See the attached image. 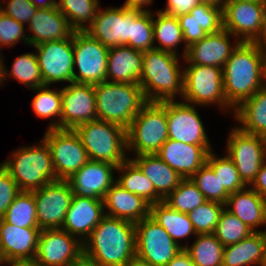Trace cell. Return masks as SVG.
Listing matches in <instances>:
<instances>
[{
    "mask_svg": "<svg viewBox=\"0 0 266 266\" xmlns=\"http://www.w3.org/2000/svg\"><path fill=\"white\" fill-rule=\"evenodd\" d=\"M108 51L109 48L87 32L75 31L73 33L74 82L96 85L106 81Z\"/></svg>",
    "mask_w": 266,
    "mask_h": 266,
    "instance_id": "cell-10",
    "label": "cell"
},
{
    "mask_svg": "<svg viewBox=\"0 0 266 266\" xmlns=\"http://www.w3.org/2000/svg\"><path fill=\"white\" fill-rule=\"evenodd\" d=\"M43 78L50 87L53 83L74 82L73 35L69 39L45 42L34 46Z\"/></svg>",
    "mask_w": 266,
    "mask_h": 266,
    "instance_id": "cell-16",
    "label": "cell"
},
{
    "mask_svg": "<svg viewBox=\"0 0 266 266\" xmlns=\"http://www.w3.org/2000/svg\"><path fill=\"white\" fill-rule=\"evenodd\" d=\"M228 1H252V2L266 3V0H228Z\"/></svg>",
    "mask_w": 266,
    "mask_h": 266,
    "instance_id": "cell-62",
    "label": "cell"
},
{
    "mask_svg": "<svg viewBox=\"0 0 266 266\" xmlns=\"http://www.w3.org/2000/svg\"><path fill=\"white\" fill-rule=\"evenodd\" d=\"M164 10H159L171 16L178 17L190 13L191 10L201 3L200 0H167Z\"/></svg>",
    "mask_w": 266,
    "mask_h": 266,
    "instance_id": "cell-50",
    "label": "cell"
},
{
    "mask_svg": "<svg viewBox=\"0 0 266 266\" xmlns=\"http://www.w3.org/2000/svg\"><path fill=\"white\" fill-rule=\"evenodd\" d=\"M139 9L126 7L98 8L93 23L85 30L92 38L107 48L129 46L131 24L142 13Z\"/></svg>",
    "mask_w": 266,
    "mask_h": 266,
    "instance_id": "cell-13",
    "label": "cell"
},
{
    "mask_svg": "<svg viewBox=\"0 0 266 266\" xmlns=\"http://www.w3.org/2000/svg\"><path fill=\"white\" fill-rule=\"evenodd\" d=\"M266 265V229L224 247L222 266Z\"/></svg>",
    "mask_w": 266,
    "mask_h": 266,
    "instance_id": "cell-30",
    "label": "cell"
},
{
    "mask_svg": "<svg viewBox=\"0 0 266 266\" xmlns=\"http://www.w3.org/2000/svg\"><path fill=\"white\" fill-rule=\"evenodd\" d=\"M177 18L186 45L183 48L182 58L186 55L187 47L200 41L208 34L223 29V9L208 3H200L190 13L180 15Z\"/></svg>",
    "mask_w": 266,
    "mask_h": 266,
    "instance_id": "cell-22",
    "label": "cell"
},
{
    "mask_svg": "<svg viewBox=\"0 0 266 266\" xmlns=\"http://www.w3.org/2000/svg\"><path fill=\"white\" fill-rule=\"evenodd\" d=\"M250 187L261 197L266 199V162L261 166Z\"/></svg>",
    "mask_w": 266,
    "mask_h": 266,
    "instance_id": "cell-51",
    "label": "cell"
},
{
    "mask_svg": "<svg viewBox=\"0 0 266 266\" xmlns=\"http://www.w3.org/2000/svg\"><path fill=\"white\" fill-rule=\"evenodd\" d=\"M211 145H194L168 139L156 154L182 178H190L205 163Z\"/></svg>",
    "mask_w": 266,
    "mask_h": 266,
    "instance_id": "cell-24",
    "label": "cell"
},
{
    "mask_svg": "<svg viewBox=\"0 0 266 266\" xmlns=\"http://www.w3.org/2000/svg\"><path fill=\"white\" fill-rule=\"evenodd\" d=\"M69 266H99V265L95 263L93 260L82 255L78 260L74 261Z\"/></svg>",
    "mask_w": 266,
    "mask_h": 266,
    "instance_id": "cell-55",
    "label": "cell"
},
{
    "mask_svg": "<svg viewBox=\"0 0 266 266\" xmlns=\"http://www.w3.org/2000/svg\"><path fill=\"white\" fill-rule=\"evenodd\" d=\"M61 129H75L97 120L94 85L68 83L61 89Z\"/></svg>",
    "mask_w": 266,
    "mask_h": 266,
    "instance_id": "cell-19",
    "label": "cell"
},
{
    "mask_svg": "<svg viewBox=\"0 0 266 266\" xmlns=\"http://www.w3.org/2000/svg\"><path fill=\"white\" fill-rule=\"evenodd\" d=\"M150 179L155 191L165 199L183 179L174 169L156 154L137 155L130 158Z\"/></svg>",
    "mask_w": 266,
    "mask_h": 266,
    "instance_id": "cell-31",
    "label": "cell"
},
{
    "mask_svg": "<svg viewBox=\"0 0 266 266\" xmlns=\"http://www.w3.org/2000/svg\"><path fill=\"white\" fill-rule=\"evenodd\" d=\"M36 203L38 227L60 229L70 207L73 192L67 180H57L32 191Z\"/></svg>",
    "mask_w": 266,
    "mask_h": 266,
    "instance_id": "cell-15",
    "label": "cell"
},
{
    "mask_svg": "<svg viewBox=\"0 0 266 266\" xmlns=\"http://www.w3.org/2000/svg\"><path fill=\"white\" fill-rule=\"evenodd\" d=\"M225 208L238 217L253 232L259 226H266V199L250 186L228 196Z\"/></svg>",
    "mask_w": 266,
    "mask_h": 266,
    "instance_id": "cell-29",
    "label": "cell"
},
{
    "mask_svg": "<svg viewBox=\"0 0 266 266\" xmlns=\"http://www.w3.org/2000/svg\"><path fill=\"white\" fill-rule=\"evenodd\" d=\"M266 3L227 1L223 8V29L241 42H257L264 30Z\"/></svg>",
    "mask_w": 266,
    "mask_h": 266,
    "instance_id": "cell-14",
    "label": "cell"
},
{
    "mask_svg": "<svg viewBox=\"0 0 266 266\" xmlns=\"http://www.w3.org/2000/svg\"><path fill=\"white\" fill-rule=\"evenodd\" d=\"M116 170V165L89 160L80 170L67 179L73 196L103 200L106 192L116 182L114 177Z\"/></svg>",
    "mask_w": 266,
    "mask_h": 266,
    "instance_id": "cell-20",
    "label": "cell"
},
{
    "mask_svg": "<svg viewBox=\"0 0 266 266\" xmlns=\"http://www.w3.org/2000/svg\"><path fill=\"white\" fill-rule=\"evenodd\" d=\"M190 178L203 193L206 200L226 204L230 194L220 185L218 177L215 176L213 169L207 163Z\"/></svg>",
    "mask_w": 266,
    "mask_h": 266,
    "instance_id": "cell-45",
    "label": "cell"
},
{
    "mask_svg": "<svg viewBox=\"0 0 266 266\" xmlns=\"http://www.w3.org/2000/svg\"><path fill=\"white\" fill-rule=\"evenodd\" d=\"M2 218L20 228H39L33 192L21 191Z\"/></svg>",
    "mask_w": 266,
    "mask_h": 266,
    "instance_id": "cell-39",
    "label": "cell"
},
{
    "mask_svg": "<svg viewBox=\"0 0 266 266\" xmlns=\"http://www.w3.org/2000/svg\"><path fill=\"white\" fill-rule=\"evenodd\" d=\"M6 264L9 266H39L35 260L12 261Z\"/></svg>",
    "mask_w": 266,
    "mask_h": 266,
    "instance_id": "cell-57",
    "label": "cell"
},
{
    "mask_svg": "<svg viewBox=\"0 0 266 266\" xmlns=\"http://www.w3.org/2000/svg\"><path fill=\"white\" fill-rule=\"evenodd\" d=\"M57 7L75 31H85L93 23L99 0H59Z\"/></svg>",
    "mask_w": 266,
    "mask_h": 266,
    "instance_id": "cell-37",
    "label": "cell"
},
{
    "mask_svg": "<svg viewBox=\"0 0 266 266\" xmlns=\"http://www.w3.org/2000/svg\"><path fill=\"white\" fill-rule=\"evenodd\" d=\"M83 255V243L63 229L41 230L35 261L39 266H69Z\"/></svg>",
    "mask_w": 266,
    "mask_h": 266,
    "instance_id": "cell-17",
    "label": "cell"
},
{
    "mask_svg": "<svg viewBox=\"0 0 266 266\" xmlns=\"http://www.w3.org/2000/svg\"><path fill=\"white\" fill-rule=\"evenodd\" d=\"M182 99L195 106L217 104L221 109L230 110L224 95L223 69L204 65L184 67Z\"/></svg>",
    "mask_w": 266,
    "mask_h": 266,
    "instance_id": "cell-8",
    "label": "cell"
},
{
    "mask_svg": "<svg viewBox=\"0 0 266 266\" xmlns=\"http://www.w3.org/2000/svg\"><path fill=\"white\" fill-rule=\"evenodd\" d=\"M105 215L131 222H139L150 216V204L142 197L129 192L115 182L104 198Z\"/></svg>",
    "mask_w": 266,
    "mask_h": 266,
    "instance_id": "cell-27",
    "label": "cell"
},
{
    "mask_svg": "<svg viewBox=\"0 0 266 266\" xmlns=\"http://www.w3.org/2000/svg\"><path fill=\"white\" fill-rule=\"evenodd\" d=\"M150 217L162 226L170 237L183 249L185 245L180 244L179 239L196 236L193 223L189 220L188 214L176 211L164 201L150 205Z\"/></svg>",
    "mask_w": 266,
    "mask_h": 266,
    "instance_id": "cell-33",
    "label": "cell"
},
{
    "mask_svg": "<svg viewBox=\"0 0 266 266\" xmlns=\"http://www.w3.org/2000/svg\"><path fill=\"white\" fill-rule=\"evenodd\" d=\"M157 18L155 19V15ZM153 14V32H154V49L170 52L178 55L177 46L180 43L185 44L183 31L180 27L179 20L175 16L168 15L161 11Z\"/></svg>",
    "mask_w": 266,
    "mask_h": 266,
    "instance_id": "cell-35",
    "label": "cell"
},
{
    "mask_svg": "<svg viewBox=\"0 0 266 266\" xmlns=\"http://www.w3.org/2000/svg\"><path fill=\"white\" fill-rule=\"evenodd\" d=\"M105 211L103 200L73 196L61 229L83 243L103 219Z\"/></svg>",
    "mask_w": 266,
    "mask_h": 266,
    "instance_id": "cell-25",
    "label": "cell"
},
{
    "mask_svg": "<svg viewBox=\"0 0 266 266\" xmlns=\"http://www.w3.org/2000/svg\"><path fill=\"white\" fill-rule=\"evenodd\" d=\"M4 59H0V86H1V82L3 84V82H5V65H4Z\"/></svg>",
    "mask_w": 266,
    "mask_h": 266,
    "instance_id": "cell-61",
    "label": "cell"
},
{
    "mask_svg": "<svg viewBox=\"0 0 266 266\" xmlns=\"http://www.w3.org/2000/svg\"><path fill=\"white\" fill-rule=\"evenodd\" d=\"M153 2V0H125L123 7L128 9H139L142 11H147L144 7Z\"/></svg>",
    "mask_w": 266,
    "mask_h": 266,
    "instance_id": "cell-53",
    "label": "cell"
},
{
    "mask_svg": "<svg viewBox=\"0 0 266 266\" xmlns=\"http://www.w3.org/2000/svg\"><path fill=\"white\" fill-rule=\"evenodd\" d=\"M136 257L151 266H166L183 248L150 216L135 223Z\"/></svg>",
    "mask_w": 266,
    "mask_h": 266,
    "instance_id": "cell-12",
    "label": "cell"
},
{
    "mask_svg": "<svg viewBox=\"0 0 266 266\" xmlns=\"http://www.w3.org/2000/svg\"><path fill=\"white\" fill-rule=\"evenodd\" d=\"M251 233L253 231L246 224L224 208L213 234L224 246H228L238 243Z\"/></svg>",
    "mask_w": 266,
    "mask_h": 266,
    "instance_id": "cell-43",
    "label": "cell"
},
{
    "mask_svg": "<svg viewBox=\"0 0 266 266\" xmlns=\"http://www.w3.org/2000/svg\"><path fill=\"white\" fill-rule=\"evenodd\" d=\"M224 245L212 234H197L195 241L184 250L195 266H222Z\"/></svg>",
    "mask_w": 266,
    "mask_h": 266,
    "instance_id": "cell-36",
    "label": "cell"
},
{
    "mask_svg": "<svg viewBox=\"0 0 266 266\" xmlns=\"http://www.w3.org/2000/svg\"><path fill=\"white\" fill-rule=\"evenodd\" d=\"M40 228H20L0 218V253L5 263L34 260Z\"/></svg>",
    "mask_w": 266,
    "mask_h": 266,
    "instance_id": "cell-23",
    "label": "cell"
},
{
    "mask_svg": "<svg viewBox=\"0 0 266 266\" xmlns=\"http://www.w3.org/2000/svg\"><path fill=\"white\" fill-rule=\"evenodd\" d=\"M97 119L127 129L148 102L139 84L104 81L94 85Z\"/></svg>",
    "mask_w": 266,
    "mask_h": 266,
    "instance_id": "cell-4",
    "label": "cell"
},
{
    "mask_svg": "<svg viewBox=\"0 0 266 266\" xmlns=\"http://www.w3.org/2000/svg\"><path fill=\"white\" fill-rule=\"evenodd\" d=\"M143 52L129 46L109 48L106 81L139 84Z\"/></svg>",
    "mask_w": 266,
    "mask_h": 266,
    "instance_id": "cell-28",
    "label": "cell"
},
{
    "mask_svg": "<svg viewBox=\"0 0 266 266\" xmlns=\"http://www.w3.org/2000/svg\"><path fill=\"white\" fill-rule=\"evenodd\" d=\"M230 32L225 29L208 34L200 41L187 47L185 57L182 59L188 65L216 66L223 69L232 52L241 43L240 40L232 45Z\"/></svg>",
    "mask_w": 266,
    "mask_h": 266,
    "instance_id": "cell-21",
    "label": "cell"
},
{
    "mask_svg": "<svg viewBox=\"0 0 266 266\" xmlns=\"http://www.w3.org/2000/svg\"><path fill=\"white\" fill-rule=\"evenodd\" d=\"M200 1L201 3H208L223 9L228 0H200Z\"/></svg>",
    "mask_w": 266,
    "mask_h": 266,
    "instance_id": "cell-58",
    "label": "cell"
},
{
    "mask_svg": "<svg viewBox=\"0 0 266 266\" xmlns=\"http://www.w3.org/2000/svg\"><path fill=\"white\" fill-rule=\"evenodd\" d=\"M36 91V95L31 102L32 110L36 117L41 118H54L56 120L49 123L48 129H61V114H62V102H61V90L49 89L48 86H42L33 88ZM58 120V121H57Z\"/></svg>",
    "mask_w": 266,
    "mask_h": 266,
    "instance_id": "cell-38",
    "label": "cell"
},
{
    "mask_svg": "<svg viewBox=\"0 0 266 266\" xmlns=\"http://www.w3.org/2000/svg\"><path fill=\"white\" fill-rule=\"evenodd\" d=\"M5 3L7 4L0 3L1 12L23 25L24 23L29 24L30 19L35 15L37 10L31 0H9V2Z\"/></svg>",
    "mask_w": 266,
    "mask_h": 266,
    "instance_id": "cell-48",
    "label": "cell"
},
{
    "mask_svg": "<svg viewBox=\"0 0 266 266\" xmlns=\"http://www.w3.org/2000/svg\"><path fill=\"white\" fill-rule=\"evenodd\" d=\"M166 266H195L189 254L183 249Z\"/></svg>",
    "mask_w": 266,
    "mask_h": 266,
    "instance_id": "cell-52",
    "label": "cell"
},
{
    "mask_svg": "<svg viewBox=\"0 0 266 266\" xmlns=\"http://www.w3.org/2000/svg\"><path fill=\"white\" fill-rule=\"evenodd\" d=\"M1 264H5V261L3 260V258H2V255H1V253H0V266H1Z\"/></svg>",
    "mask_w": 266,
    "mask_h": 266,
    "instance_id": "cell-63",
    "label": "cell"
},
{
    "mask_svg": "<svg viewBox=\"0 0 266 266\" xmlns=\"http://www.w3.org/2000/svg\"><path fill=\"white\" fill-rule=\"evenodd\" d=\"M225 205L216 201H206L188 213L197 234H212L215 231Z\"/></svg>",
    "mask_w": 266,
    "mask_h": 266,
    "instance_id": "cell-44",
    "label": "cell"
},
{
    "mask_svg": "<svg viewBox=\"0 0 266 266\" xmlns=\"http://www.w3.org/2000/svg\"><path fill=\"white\" fill-rule=\"evenodd\" d=\"M20 191L32 192L57 181L50 148L42 138L39 144L18 148L1 163Z\"/></svg>",
    "mask_w": 266,
    "mask_h": 266,
    "instance_id": "cell-5",
    "label": "cell"
},
{
    "mask_svg": "<svg viewBox=\"0 0 266 266\" xmlns=\"http://www.w3.org/2000/svg\"><path fill=\"white\" fill-rule=\"evenodd\" d=\"M178 56L158 49L143 52L139 85L148 102L182 98L184 69L179 65Z\"/></svg>",
    "mask_w": 266,
    "mask_h": 266,
    "instance_id": "cell-3",
    "label": "cell"
},
{
    "mask_svg": "<svg viewBox=\"0 0 266 266\" xmlns=\"http://www.w3.org/2000/svg\"><path fill=\"white\" fill-rule=\"evenodd\" d=\"M28 29L33 34L28 35L29 46L45 42L69 39L75 30L58 7L40 8L30 19Z\"/></svg>",
    "mask_w": 266,
    "mask_h": 266,
    "instance_id": "cell-26",
    "label": "cell"
},
{
    "mask_svg": "<svg viewBox=\"0 0 266 266\" xmlns=\"http://www.w3.org/2000/svg\"><path fill=\"white\" fill-rule=\"evenodd\" d=\"M127 151L135 155L157 154L168 140L166 101L147 102L126 129Z\"/></svg>",
    "mask_w": 266,
    "mask_h": 266,
    "instance_id": "cell-7",
    "label": "cell"
},
{
    "mask_svg": "<svg viewBox=\"0 0 266 266\" xmlns=\"http://www.w3.org/2000/svg\"><path fill=\"white\" fill-rule=\"evenodd\" d=\"M11 67L8 71L5 66V80L11 75L30 89L45 86L36 54L28 52L18 56Z\"/></svg>",
    "mask_w": 266,
    "mask_h": 266,
    "instance_id": "cell-41",
    "label": "cell"
},
{
    "mask_svg": "<svg viewBox=\"0 0 266 266\" xmlns=\"http://www.w3.org/2000/svg\"><path fill=\"white\" fill-rule=\"evenodd\" d=\"M25 28L22 23H19L12 17L0 12V47L15 46L20 40L29 45L28 36L23 32Z\"/></svg>",
    "mask_w": 266,
    "mask_h": 266,
    "instance_id": "cell-47",
    "label": "cell"
},
{
    "mask_svg": "<svg viewBox=\"0 0 266 266\" xmlns=\"http://www.w3.org/2000/svg\"><path fill=\"white\" fill-rule=\"evenodd\" d=\"M207 200L191 178H183L179 185L164 199L176 211L188 214Z\"/></svg>",
    "mask_w": 266,
    "mask_h": 266,
    "instance_id": "cell-40",
    "label": "cell"
},
{
    "mask_svg": "<svg viewBox=\"0 0 266 266\" xmlns=\"http://www.w3.org/2000/svg\"><path fill=\"white\" fill-rule=\"evenodd\" d=\"M227 139V156L233 161L243 182L249 186L266 162V137L231 129Z\"/></svg>",
    "mask_w": 266,
    "mask_h": 266,
    "instance_id": "cell-9",
    "label": "cell"
},
{
    "mask_svg": "<svg viewBox=\"0 0 266 266\" xmlns=\"http://www.w3.org/2000/svg\"><path fill=\"white\" fill-rule=\"evenodd\" d=\"M125 266H151V265L135 257L131 259Z\"/></svg>",
    "mask_w": 266,
    "mask_h": 266,
    "instance_id": "cell-59",
    "label": "cell"
},
{
    "mask_svg": "<svg viewBox=\"0 0 266 266\" xmlns=\"http://www.w3.org/2000/svg\"><path fill=\"white\" fill-rule=\"evenodd\" d=\"M116 171L120 174L122 173L116 182L124 189L142 197L150 205L164 201L155 191L150 179L143 174L140 168L130 158L117 166Z\"/></svg>",
    "mask_w": 266,
    "mask_h": 266,
    "instance_id": "cell-34",
    "label": "cell"
},
{
    "mask_svg": "<svg viewBox=\"0 0 266 266\" xmlns=\"http://www.w3.org/2000/svg\"><path fill=\"white\" fill-rule=\"evenodd\" d=\"M21 191L9 172L0 164V218Z\"/></svg>",
    "mask_w": 266,
    "mask_h": 266,
    "instance_id": "cell-49",
    "label": "cell"
},
{
    "mask_svg": "<svg viewBox=\"0 0 266 266\" xmlns=\"http://www.w3.org/2000/svg\"><path fill=\"white\" fill-rule=\"evenodd\" d=\"M234 112L242 131L266 137V88L259 89Z\"/></svg>",
    "mask_w": 266,
    "mask_h": 266,
    "instance_id": "cell-32",
    "label": "cell"
},
{
    "mask_svg": "<svg viewBox=\"0 0 266 266\" xmlns=\"http://www.w3.org/2000/svg\"><path fill=\"white\" fill-rule=\"evenodd\" d=\"M41 0H31V2L36 6V8H51V7H56L57 6V1L56 0H46L41 1Z\"/></svg>",
    "mask_w": 266,
    "mask_h": 266,
    "instance_id": "cell-56",
    "label": "cell"
},
{
    "mask_svg": "<svg viewBox=\"0 0 266 266\" xmlns=\"http://www.w3.org/2000/svg\"><path fill=\"white\" fill-rule=\"evenodd\" d=\"M257 43H258L261 47L266 48V13H265L264 30H263L262 36H261L260 39L257 41Z\"/></svg>",
    "mask_w": 266,
    "mask_h": 266,
    "instance_id": "cell-60",
    "label": "cell"
},
{
    "mask_svg": "<svg viewBox=\"0 0 266 266\" xmlns=\"http://www.w3.org/2000/svg\"><path fill=\"white\" fill-rule=\"evenodd\" d=\"M0 49H2V48L0 47ZM2 57H3V55H1V50H0V59H2Z\"/></svg>",
    "mask_w": 266,
    "mask_h": 266,
    "instance_id": "cell-64",
    "label": "cell"
},
{
    "mask_svg": "<svg viewBox=\"0 0 266 266\" xmlns=\"http://www.w3.org/2000/svg\"><path fill=\"white\" fill-rule=\"evenodd\" d=\"M91 161L107 162L119 166L129 157L127 155L126 129L115 123L94 120L76 127Z\"/></svg>",
    "mask_w": 266,
    "mask_h": 266,
    "instance_id": "cell-6",
    "label": "cell"
},
{
    "mask_svg": "<svg viewBox=\"0 0 266 266\" xmlns=\"http://www.w3.org/2000/svg\"><path fill=\"white\" fill-rule=\"evenodd\" d=\"M153 12L143 11L131 24L129 47L147 51L154 49Z\"/></svg>",
    "mask_w": 266,
    "mask_h": 266,
    "instance_id": "cell-46",
    "label": "cell"
},
{
    "mask_svg": "<svg viewBox=\"0 0 266 266\" xmlns=\"http://www.w3.org/2000/svg\"><path fill=\"white\" fill-rule=\"evenodd\" d=\"M83 255L99 266H125L136 257L135 223L105 215L83 242Z\"/></svg>",
    "mask_w": 266,
    "mask_h": 266,
    "instance_id": "cell-1",
    "label": "cell"
},
{
    "mask_svg": "<svg viewBox=\"0 0 266 266\" xmlns=\"http://www.w3.org/2000/svg\"><path fill=\"white\" fill-rule=\"evenodd\" d=\"M168 139L194 145H210L195 105L184 101H166Z\"/></svg>",
    "mask_w": 266,
    "mask_h": 266,
    "instance_id": "cell-18",
    "label": "cell"
},
{
    "mask_svg": "<svg viewBox=\"0 0 266 266\" xmlns=\"http://www.w3.org/2000/svg\"><path fill=\"white\" fill-rule=\"evenodd\" d=\"M47 142L58 180H67L88 161L85 147L73 129H46Z\"/></svg>",
    "mask_w": 266,
    "mask_h": 266,
    "instance_id": "cell-11",
    "label": "cell"
},
{
    "mask_svg": "<svg viewBox=\"0 0 266 266\" xmlns=\"http://www.w3.org/2000/svg\"><path fill=\"white\" fill-rule=\"evenodd\" d=\"M263 47L257 42H241L223 67V88L227 105L235 110L262 88Z\"/></svg>",
    "mask_w": 266,
    "mask_h": 266,
    "instance_id": "cell-2",
    "label": "cell"
},
{
    "mask_svg": "<svg viewBox=\"0 0 266 266\" xmlns=\"http://www.w3.org/2000/svg\"><path fill=\"white\" fill-rule=\"evenodd\" d=\"M206 163L213 169L215 176L220 181V185L229 194L248 187L240 178L235 164L227 155L217 157L213 151H210Z\"/></svg>",
    "mask_w": 266,
    "mask_h": 266,
    "instance_id": "cell-42",
    "label": "cell"
},
{
    "mask_svg": "<svg viewBox=\"0 0 266 266\" xmlns=\"http://www.w3.org/2000/svg\"><path fill=\"white\" fill-rule=\"evenodd\" d=\"M261 84L266 88V48H263L261 60Z\"/></svg>",
    "mask_w": 266,
    "mask_h": 266,
    "instance_id": "cell-54",
    "label": "cell"
}]
</instances>
